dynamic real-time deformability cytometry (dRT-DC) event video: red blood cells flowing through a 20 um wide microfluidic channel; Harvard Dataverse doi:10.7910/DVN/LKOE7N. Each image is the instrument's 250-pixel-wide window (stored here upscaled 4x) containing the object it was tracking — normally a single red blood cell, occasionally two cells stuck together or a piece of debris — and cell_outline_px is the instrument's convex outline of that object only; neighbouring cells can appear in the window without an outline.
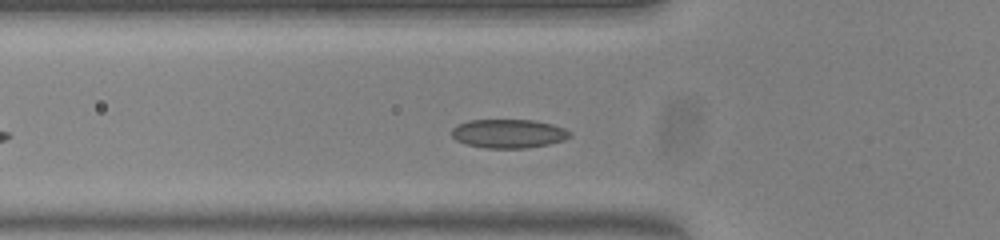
{"species": "common noctule bat (a hibernating species)", "species_latin": "Nyctalus noctula", "temperature_condition": "warm", "stored_images_in_passage": 41, "camera_frame_rate_fps": 3000, "um_per_image_px": 0.085, "animal": {"sex": "female", "body_mass_g": 23.0, "forearm_length_mm": 53.4}, "frame": {"image": 1, "passage_image": 10, "time_ms": 3.0, "image_size_px": [1000, 240], "cell_outline_px": [[572, 136], [564, 140], [548, 144], [528, 148], [488, 148], [468, 144], [456, 140], [452, 136], [452, 128], [456, 124], [468, 120], [532, 120], [552, 124], [564, 128], [572, 132]], "centroid_in_image_um": [43.24, 11.35], "position_along_channel_um": 82.6, "area_um2": 19.88}}
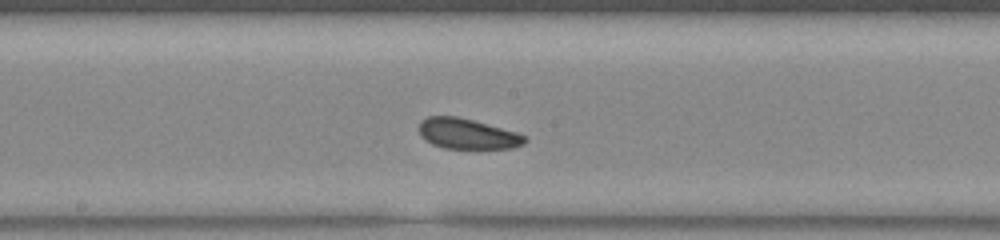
{"frame": {"image": 2, "passage_image": 20, "time_ms": 6.333, "image_size_px": [1000, 240], "cell_outline_px": [[528, 140], [524, 144], [512, 148], [444, 148], [432, 144], [420, 136], [420, 120], [428, 116], [456, 116], [472, 120], [516, 132], [524, 136]], "centroid_in_image_um": [39.71, 11.37], "position_along_channel_um": 208.5, "area_um2": 18.55}}
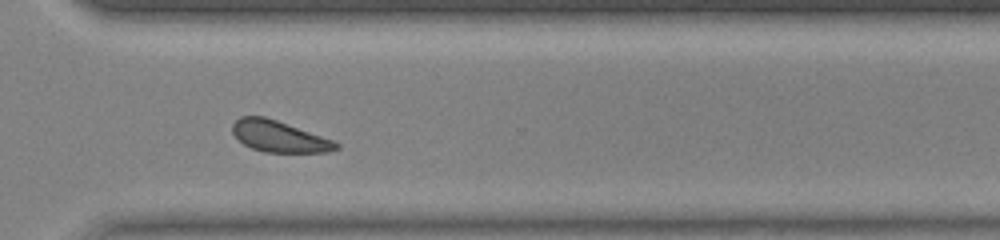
{"frame": {"image": 3, "passage_image": 31, "time_ms": 10.0, "image_size_px": [1000, 240], "cell_outline_px": [[340, 148], [328, 152], [264, 152], [252, 148], [244, 144], [232, 132], [232, 124], [240, 116], [264, 116], [336, 140], [340, 144]], "centroid_in_image_um": [23.77, 11.6], "position_along_channel_um": 346.8, "area_um2": 18.96}, "authors_computed_cell_mechanics": {"area_um2": 19.652, "velocity_mm_per_s": 3.7676, "shape_relaxation_time_tau1_ms": null, "shape_relaxation_time_tau2_ms": 3.3423, "deformation_change_tau1": null, "deformation_change_tau2": 0.0787}}